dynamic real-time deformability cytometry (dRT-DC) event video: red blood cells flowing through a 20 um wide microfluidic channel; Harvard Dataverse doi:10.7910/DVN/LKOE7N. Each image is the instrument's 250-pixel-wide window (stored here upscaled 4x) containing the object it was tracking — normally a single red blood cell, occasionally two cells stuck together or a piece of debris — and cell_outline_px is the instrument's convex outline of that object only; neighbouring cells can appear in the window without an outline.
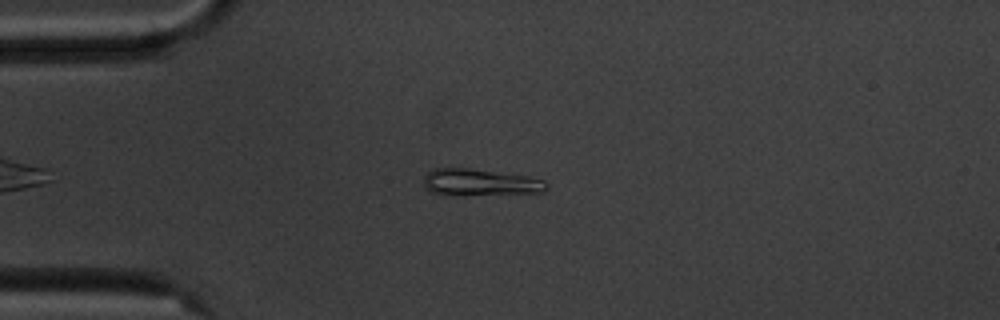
{"species": "common noctule bat (a hibernating species)", "species_latin": "Nyctalus noctula", "temperature_condition": "cold", "stored_images_in_passage": 53, "camera_frame_rate_fps": 3000, "um_per_image_px": 0.085, "animal": {"sex": "male", "body_mass_g": 20.1, "forearm_length_mm": 53.5}, "frame": {"image": 1, "passage_image": 11, "time_ms": 3.333, "image_size_px": [1000, 320], "cell_outline_px": [[548, 188], [544, 192], [464, 196], [428, 192], [424, 188], [424, 176], [432, 168], [468, 168], [528, 176], [544, 180], [548, 184]], "centroid_in_image_um": [40.79, 15.52], "position_along_channel_um": 44.2, "area_um2": 19.54}}
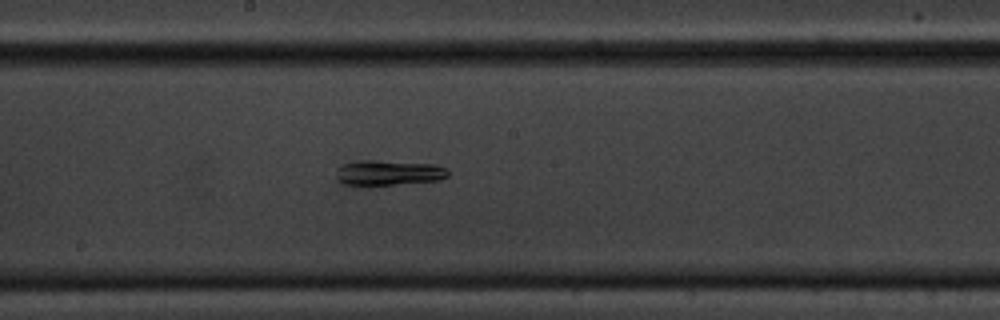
{"frame": {"image": 2, "passage_image": 27, "time_ms": 8.667, "image_size_px": [1000, 320], "cell_outline_px": [[448, 176], [440, 180], [392, 184], [344, 184], [336, 180], [336, 168], [344, 164], [360, 160], [372, 160], [436, 164], [448, 168]], "centroid_in_image_um": [33.04, 14.66], "position_along_channel_um": 215.2, "area_um2": 16.24}}
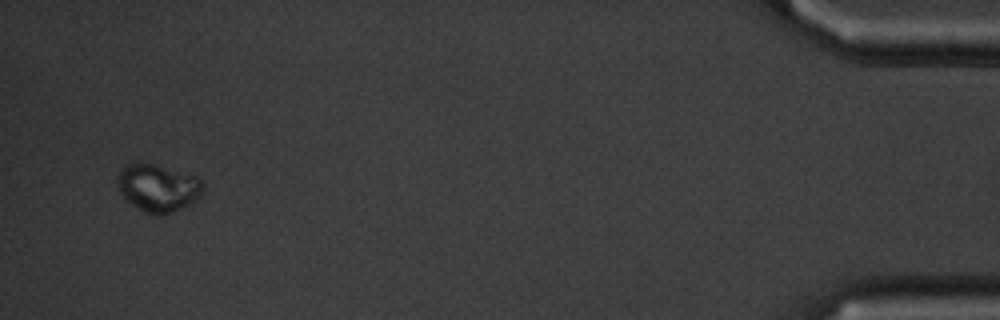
{"frame": {"image": 3, "passage_image": 51, "time_ms": 16.667, "image_size_px": [1000, 320], "cell_outline_px": [[204, 192], [196, 200], [172, 212], [160, 216], [156, 216], [144, 212], [136, 208], [120, 192], [116, 180], [116, 176], [128, 164], [140, 160], [200, 176], [204, 184]], "centroid_in_image_um": [13.46, 15.94], "position_along_channel_um": 421.7, "area_um2": 24.22}}